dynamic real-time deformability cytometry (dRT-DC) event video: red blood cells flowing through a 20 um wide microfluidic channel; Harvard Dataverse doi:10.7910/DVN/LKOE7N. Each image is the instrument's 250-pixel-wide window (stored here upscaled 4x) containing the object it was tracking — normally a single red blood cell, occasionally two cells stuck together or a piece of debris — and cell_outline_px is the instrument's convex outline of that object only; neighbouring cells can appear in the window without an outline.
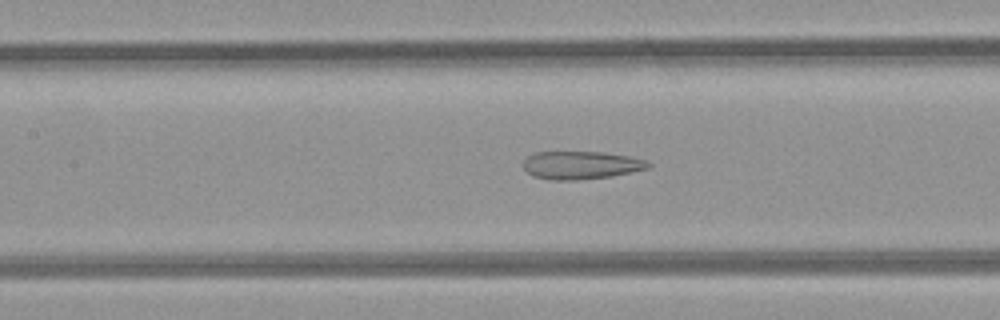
{"species": "common noctule bat (a hibernating species)", "species_latin": "Nyctalus noctula", "temperature_condition": "room temperature", "stored_images_in_passage": 37, "camera_frame_rate_fps": 3000, "um_per_image_px": 0.085, "animal": {"sex": "female", "body_mass_g": 21.9}, "frame": {"image": 1, "passage_image": 15, "time_ms": 4.667, "image_size_px": [1000, 320], "cell_outline_px": [[652, 164], [648, 168], [612, 176], [576, 180], [552, 180], [532, 176], [524, 168], [524, 160], [528, 156], [536, 152], [604, 152], [628, 156], [648, 160]], "centroid_in_image_um": [49.4, 14.04], "position_along_channel_um": 158.0, "area_um2": 20.35}}
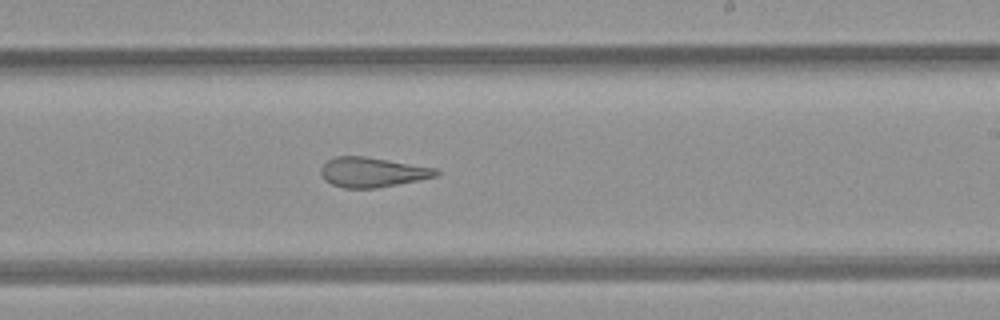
{"frame": {"image": 2, "passage_image": 22, "time_ms": 7.0, "image_size_px": [1000, 320], "cell_outline_px": [[440, 172], [436, 176], [376, 188], [344, 188], [332, 184], [324, 180], [320, 172], [320, 168], [328, 160], [336, 156], [364, 156], [436, 168]], "centroid_in_image_um": [31.6, 14.63], "position_along_channel_um": 257.4, "area_um2": 19.77}}
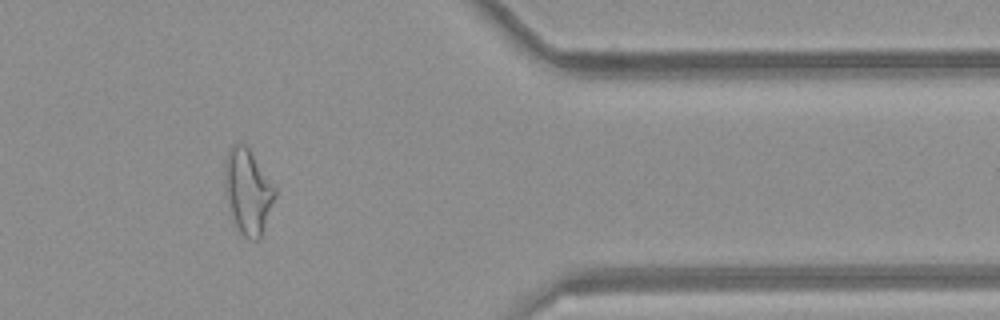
{"frame": {"image": 3, "passage_image": 33, "time_ms": 10.667, "image_size_px": [1000, 320], "cell_outline_px": [[276, 196], [260, 240], [252, 240], [244, 236], [240, 232], [232, 216], [224, 188], [224, 160], [228, 148], [232, 144], [240, 140], [248, 148], [276, 188]], "centroid_in_image_um": [21.05, 16.23], "position_along_channel_um": 390.3, "area_um2": 25.03}, "authors_computed_cell_mechanics": {"area_um2": 23.5246, "velocity_mm_per_s": 4.2785, "shape_relaxation_time_tau1_ms": null, "shape_relaxation_time_tau2_ms": 2.7245, "deformation_change_tau1": null, "deformation_change_tau2": 0.123}}